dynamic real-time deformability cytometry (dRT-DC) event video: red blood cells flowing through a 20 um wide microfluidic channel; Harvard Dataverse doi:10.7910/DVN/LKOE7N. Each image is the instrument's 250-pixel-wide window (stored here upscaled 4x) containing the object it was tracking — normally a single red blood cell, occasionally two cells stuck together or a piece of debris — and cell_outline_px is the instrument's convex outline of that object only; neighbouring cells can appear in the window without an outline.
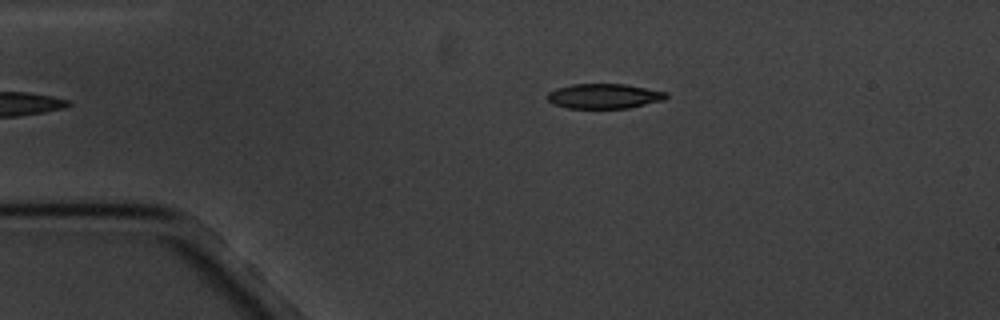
{"species": "common noctule bat (a hibernating species)", "species_latin": "Nyctalus noctula", "temperature_condition": "cold", "stored_images_in_passage": 4, "camera_frame_rate_fps": 3000, "um_per_image_px": 0.085, "animal": {"sex": "male", "body_mass_g": 20.1, "forearm_length_mm": 53.5}, "frame": {"image": 1, "passage_image": 4, "time_ms": 3.667, "image_size_px": [1000, 320], "cell_outline_px": [[668, 96], [664, 100], [628, 108], [568, 108], [552, 104], [544, 96], [548, 92], [556, 88], [572, 84], [624, 84], [668, 92]], "centroid_in_image_um": [51.31, 8.17], "position_along_channel_um": 33.7, "area_um2": 17.34}}